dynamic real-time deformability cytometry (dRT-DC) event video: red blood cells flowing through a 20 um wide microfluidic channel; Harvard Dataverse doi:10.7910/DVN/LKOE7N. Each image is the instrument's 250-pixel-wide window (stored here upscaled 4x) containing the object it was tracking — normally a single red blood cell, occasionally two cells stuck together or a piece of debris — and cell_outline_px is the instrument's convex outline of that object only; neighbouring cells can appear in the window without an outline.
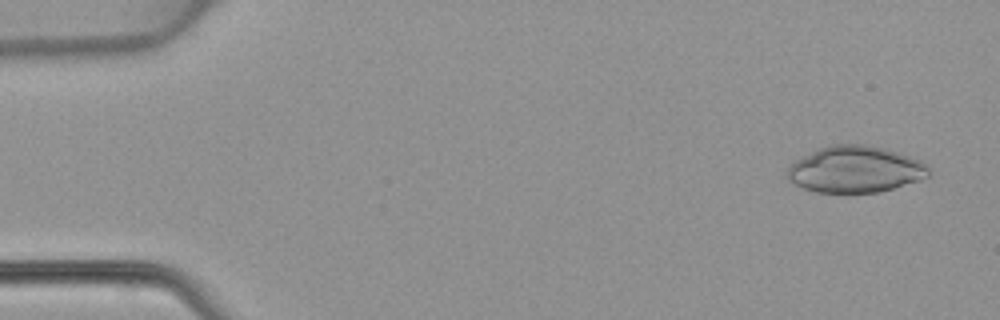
{"species": "common noctule bat (a hibernating species)", "species_latin": "Nyctalus noctula", "temperature_condition": "warm", "stored_images_in_passage": 47, "camera_frame_rate_fps": 3000, "um_per_image_px": 0.085, "animal": {"sex": "female", "body_mass_g": 22.7, "forearm_length_mm": 54.2}, "frame": {"image": 1, "passage_image": 3, "time_ms": 0.667, "image_size_px": [1000, 320], "cell_outline_px": [[928, 176], [920, 180], [880, 192], [816, 192], [804, 188], [788, 180], [784, 172], [796, 160], [820, 148], [832, 144], [864, 144], [884, 148], [900, 152], [920, 160], [928, 168]], "centroid_in_image_um": [72.69, 14.39], "position_along_channel_um": 12.3, "area_um2": 38.15}}
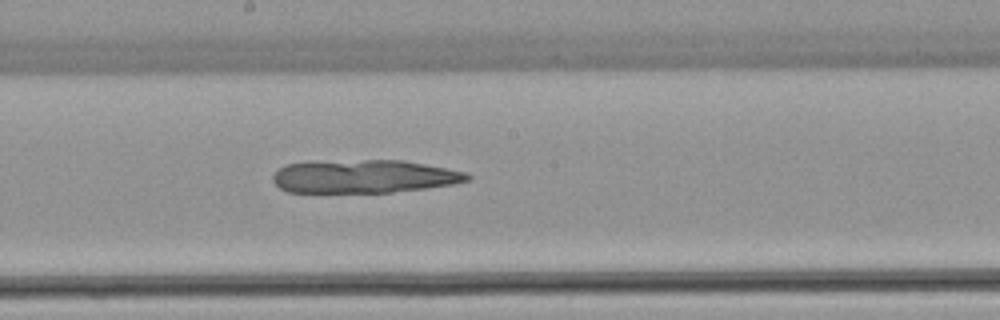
{"frame": {"image": 2, "passage_image": 26, "time_ms": 8.333, "image_size_px": [1000, 320], "cell_outline_px": [[472, 180], [456, 184], [392, 192], [288, 192], [280, 188], [272, 180], [272, 176], [284, 164], [308, 160], [404, 160], [468, 172], [472, 176]], "centroid_in_image_um": [30.94, 14.97], "position_along_channel_um": 217.3, "area_um2": 38.26}}